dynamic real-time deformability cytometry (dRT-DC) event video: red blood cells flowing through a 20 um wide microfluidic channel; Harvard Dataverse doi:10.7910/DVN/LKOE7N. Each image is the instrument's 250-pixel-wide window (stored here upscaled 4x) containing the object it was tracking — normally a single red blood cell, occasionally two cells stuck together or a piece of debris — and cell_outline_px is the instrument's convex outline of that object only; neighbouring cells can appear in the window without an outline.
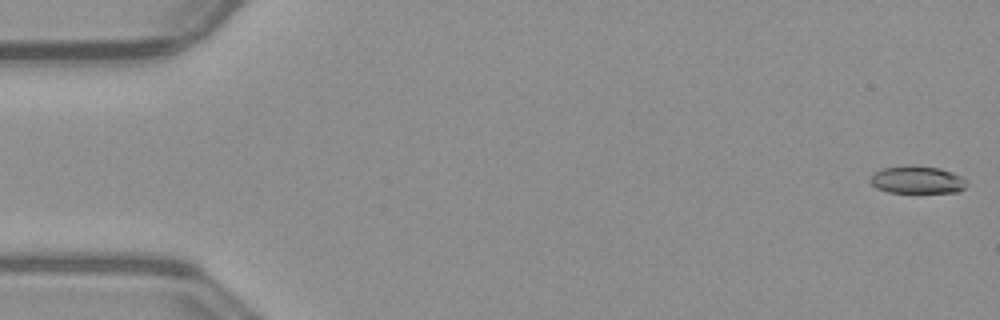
{"species": "common noctule bat (a hibernating species)", "species_latin": "Nyctalus noctula", "temperature_condition": "warm", "stored_images_in_passage": 52, "camera_frame_rate_fps": 3000, "um_per_image_px": 0.085, "animal": {"sex": "male", "body_mass_g": 23.1, "forearm_length_mm": 52.7}, "frame": {"image": 1, "passage_image": 1, "time_ms": 0.0, "image_size_px": [1000, 320], "cell_outline_px": [[968, 184], [964, 188], [956, 192], [888, 192], [876, 188], [868, 180], [880, 168], [912, 164], [940, 168], [960, 176], [968, 180]], "centroid_in_image_um": [77.95, 15.27], "position_along_channel_um": 7.1, "area_um2": 15.61}}
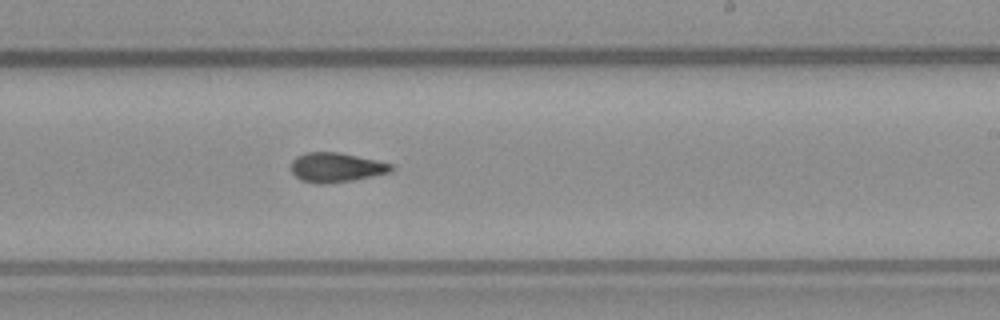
{"frame": {"image": 2, "passage_image": 31, "time_ms": 10.0, "image_size_px": [1000, 320], "cell_outline_px": [[396, 168], [392, 172], [352, 180], [324, 184], [316, 184], [300, 180], [292, 172], [292, 160], [296, 156], [304, 152], [340, 152], [376, 160], [392, 164]], "centroid_in_image_um": [28.58, 14.22], "position_along_channel_um": 260.4, "area_um2": 17.34}}
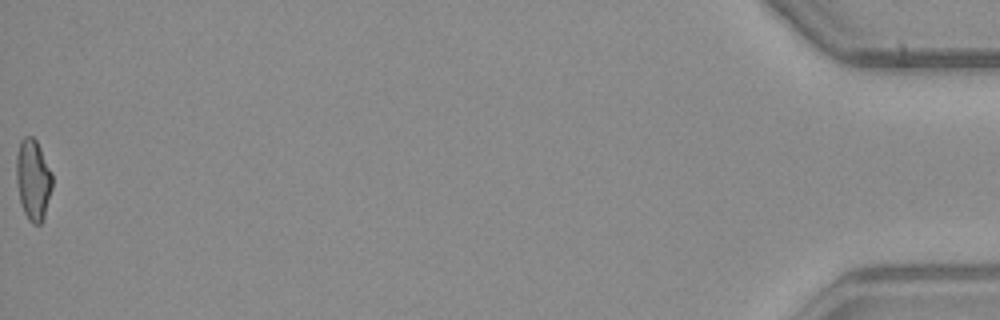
{"frame": {"image": 3, "passage_image": 52, "time_ms": 17.0, "image_size_px": [1000, 320], "cell_outline_px": [[52, 188], [44, 216], [40, 224], [32, 224], [28, 220], [20, 204], [16, 180], [16, 156], [20, 140], [24, 136], [32, 136], [36, 140], [52, 172]], "centroid_in_image_um": [2.8, 15.27], "position_along_channel_um": 432.4, "area_um2": 17.05}, "authors_computed_cell_mechanics": {"area_um2": 16.9643, "velocity_mm_per_s": 4.0276, "shape_relaxation_time_tau1_ms": null, "shape_relaxation_time_tau2_ms": 2.631, "deformation_change_tau1": null, "deformation_change_tau2": 0.1009}}